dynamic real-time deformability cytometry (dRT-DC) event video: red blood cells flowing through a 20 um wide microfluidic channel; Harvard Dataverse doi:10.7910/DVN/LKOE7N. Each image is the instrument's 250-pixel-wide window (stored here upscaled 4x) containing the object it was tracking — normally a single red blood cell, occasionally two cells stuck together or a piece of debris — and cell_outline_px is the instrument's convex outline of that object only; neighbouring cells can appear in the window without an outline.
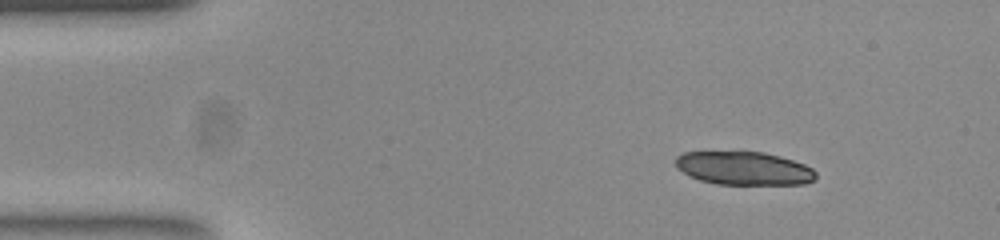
{"species": "common noctule bat (a hibernating species)", "species_latin": "Nyctalus noctula", "temperature_condition": "room temperature", "stored_images_in_passage": 46, "camera_frame_rate_fps": 3000, "um_per_image_px": 0.085, "animal": {"sex": "female", "body_mass_g": 23.0, "forearm_length_mm": 53.4}, "frame": {"image": 1, "passage_image": 1, "time_ms": 0.0, "image_size_px": [1000, 240], "cell_outline_px": [[816, 180], [804, 184], [716, 184], [700, 180], [688, 176], [676, 168], [676, 156], [684, 152], [764, 152], [780, 156], [804, 164], [812, 168], [816, 172]], "centroid_in_image_um": [63.23, 14.31], "position_along_channel_um": 21.8, "area_um2": 27.34}, "authors_computed_cell_mechanics": {"area_um2": 19.1607, "velocity_mm_per_s": 3.8645, "shape_relaxation_time_tau1_ms": 4.519, "shape_relaxation_time_tau2_ms": 1.0469, "deformation_change_tau1": 0.1023, "deformation_change_tau2": 0.0611}}